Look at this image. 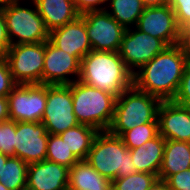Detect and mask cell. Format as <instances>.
I'll list each match as a JSON object with an SVG mask.
<instances>
[{
  "instance_id": "obj_24",
  "label": "cell",
  "mask_w": 190,
  "mask_h": 190,
  "mask_svg": "<svg viewBox=\"0 0 190 190\" xmlns=\"http://www.w3.org/2000/svg\"><path fill=\"white\" fill-rule=\"evenodd\" d=\"M28 164L18 157L10 156L3 165L0 183L9 190H26Z\"/></svg>"
},
{
  "instance_id": "obj_27",
  "label": "cell",
  "mask_w": 190,
  "mask_h": 190,
  "mask_svg": "<svg viewBox=\"0 0 190 190\" xmlns=\"http://www.w3.org/2000/svg\"><path fill=\"white\" fill-rule=\"evenodd\" d=\"M157 178L155 174L137 172L112 180V190H147Z\"/></svg>"
},
{
  "instance_id": "obj_37",
  "label": "cell",
  "mask_w": 190,
  "mask_h": 190,
  "mask_svg": "<svg viewBox=\"0 0 190 190\" xmlns=\"http://www.w3.org/2000/svg\"><path fill=\"white\" fill-rule=\"evenodd\" d=\"M145 8L148 7H158V6H167L170 3V0H141Z\"/></svg>"
},
{
  "instance_id": "obj_7",
  "label": "cell",
  "mask_w": 190,
  "mask_h": 190,
  "mask_svg": "<svg viewBox=\"0 0 190 190\" xmlns=\"http://www.w3.org/2000/svg\"><path fill=\"white\" fill-rule=\"evenodd\" d=\"M3 57L17 84H42L45 42L11 45Z\"/></svg>"
},
{
  "instance_id": "obj_23",
  "label": "cell",
  "mask_w": 190,
  "mask_h": 190,
  "mask_svg": "<svg viewBox=\"0 0 190 190\" xmlns=\"http://www.w3.org/2000/svg\"><path fill=\"white\" fill-rule=\"evenodd\" d=\"M112 8L106 11L125 29L136 27L139 17L144 11V5L141 0H108Z\"/></svg>"
},
{
  "instance_id": "obj_10",
  "label": "cell",
  "mask_w": 190,
  "mask_h": 190,
  "mask_svg": "<svg viewBox=\"0 0 190 190\" xmlns=\"http://www.w3.org/2000/svg\"><path fill=\"white\" fill-rule=\"evenodd\" d=\"M166 47L161 39L143 33L136 27L134 31L131 27L125 30L118 52L128 70L134 74L135 69L138 71Z\"/></svg>"
},
{
  "instance_id": "obj_14",
  "label": "cell",
  "mask_w": 190,
  "mask_h": 190,
  "mask_svg": "<svg viewBox=\"0 0 190 190\" xmlns=\"http://www.w3.org/2000/svg\"><path fill=\"white\" fill-rule=\"evenodd\" d=\"M48 136L41 122H16L15 157L27 164L46 160Z\"/></svg>"
},
{
  "instance_id": "obj_39",
  "label": "cell",
  "mask_w": 190,
  "mask_h": 190,
  "mask_svg": "<svg viewBox=\"0 0 190 190\" xmlns=\"http://www.w3.org/2000/svg\"><path fill=\"white\" fill-rule=\"evenodd\" d=\"M10 156L8 155H5V154H2L0 152V177H2V170H3V165L6 163L7 159L9 158Z\"/></svg>"
},
{
  "instance_id": "obj_36",
  "label": "cell",
  "mask_w": 190,
  "mask_h": 190,
  "mask_svg": "<svg viewBox=\"0 0 190 190\" xmlns=\"http://www.w3.org/2000/svg\"><path fill=\"white\" fill-rule=\"evenodd\" d=\"M182 44L185 48L188 60H190V25L182 31Z\"/></svg>"
},
{
  "instance_id": "obj_17",
  "label": "cell",
  "mask_w": 190,
  "mask_h": 190,
  "mask_svg": "<svg viewBox=\"0 0 190 190\" xmlns=\"http://www.w3.org/2000/svg\"><path fill=\"white\" fill-rule=\"evenodd\" d=\"M69 168L48 160L28 164L26 190H67Z\"/></svg>"
},
{
  "instance_id": "obj_25",
  "label": "cell",
  "mask_w": 190,
  "mask_h": 190,
  "mask_svg": "<svg viewBox=\"0 0 190 190\" xmlns=\"http://www.w3.org/2000/svg\"><path fill=\"white\" fill-rule=\"evenodd\" d=\"M46 160L58 163L69 169L79 161L59 134H49Z\"/></svg>"
},
{
  "instance_id": "obj_26",
  "label": "cell",
  "mask_w": 190,
  "mask_h": 190,
  "mask_svg": "<svg viewBox=\"0 0 190 190\" xmlns=\"http://www.w3.org/2000/svg\"><path fill=\"white\" fill-rule=\"evenodd\" d=\"M159 134L158 123H145L125 131L120 137L128 149L143 146Z\"/></svg>"
},
{
  "instance_id": "obj_28",
  "label": "cell",
  "mask_w": 190,
  "mask_h": 190,
  "mask_svg": "<svg viewBox=\"0 0 190 190\" xmlns=\"http://www.w3.org/2000/svg\"><path fill=\"white\" fill-rule=\"evenodd\" d=\"M16 121L6 120L0 123V152L15 156Z\"/></svg>"
},
{
  "instance_id": "obj_16",
  "label": "cell",
  "mask_w": 190,
  "mask_h": 190,
  "mask_svg": "<svg viewBox=\"0 0 190 190\" xmlns=\"http://www.w3.org/2000/svg\"><path fill=\"white\" fill-rule=\"evenodd\" d=\"M49 41L55 47L76 56L80 61L92 50L85 20L81 15L72 22L50 31Z\"/></svg>"
},
{
  "instance_id": "obj_40",
  "label": "cell",
  "mask_w": 190,
  "mask_h": 190,
  "mask_svg": "<svg viewBox=\"0 0 190 190\" xmlns=\"http://www.w3.org/2000/svg\"><path fill=\"white\" fill-rule=\"evenodd\" d=\"M17 0H0V6H6V5H10L13 2H16Z\"/></svg>"
},
{
  "instance_id": "obj_18",
  "label": "cell",
  "mask_w": 190,
  "mask_h": 190,
  "mask_svg": "<svg viewBox=\"0 0 190 190\" xmlns=\"http://www.w3.org/2000/svg\"><path fill=\"white\" fill-rule=\"evenodd\" d=\"M31 3L36 5L49 32L80 16L75 8L74 0H32Z\"/></svg>"
},
{
  "instance_id": "obj_38",
  "label": "cell",
  "mask_w": 190,
  "mask_h": 190,
  "mask_svg": "<svg viewBox=\"0 0 190 190\" xmlns=\"http://www.w3.org/2000/svg\"><path fill=\"white\" fill-rule=\"evenodd\" d=\"M147 190H169V188L165 180L157 178Z\"/></svg>"
},
{
  "instance_id": "obj_32",
  "label": "cell",
  "mask_w": 190,
  "mask_h": 190,
  "mask_svg": "<svg viewBox=\"0 0 190 190\" xmlns=\"http://www.w3.org/2000/svg\"><path fill=\"white\" fill-rule=\"evenodd\" d=\"M165 181L169 190H190V169L170 175Z\"/></svg>"
},
{
  "instance_id": "obj_2",
  "label": "cell",
  "mask_w": 190,
  "mask_h": 190,
  "mask_svg": "<svg viewBox=\"0 0 190 190\" xmlns=\"http://www.w3.org/2000/svg\"><path fill=\"white\" fill-rule=\"evenodd\" d=\"M79 80L118 97L133 85V74L119 52L91 50L81 60Z\"/></svg>"
},
{
  "instance_id": "obj_21",
  "label": "cell",
  "mask_w": 190,
  "mask_h": 190,
  "mask_svg": "<svg viewBox=\"0 0 190 190\" xmlns=\"http://www.w3.org/2000/svg\"><path fill=\"white\" fill-rule=\"evenodd\" d=\"M186 169H190V142L166 140L158 178L166 180Z\"/></svg>"
},
{
  "instance_id": "obj_11",
  "label": "cell",
  "mask_w": 190,
  "mask_h": 190,
  "mask_svg": "<svg viewBox=\"0 0 190 190\" xmlns=\"http://www.w3.org/2000/svg\"><path fill=\"white\" fill-rule=\"evenodd\" d=\"M92 50L118 52L125 28L106 10L90 11L81 15Z\"/></svg>"
},
{
  "instance_id": "obj_35",
  "label": "cell",
  "mask_w": 190,
  "mask_h": 190,
  "mask_svg": "<svg viewBox=\"0 0 190 190\" xmlns=\"http://www.w3.org/2000/svg\"><path fill=\"white\" fill-rule=\"evenodd\" d=\"M9 107H8V98L0 97V123L2 121L9 120Z\"/></svg>"
},
{
  "instance_id": "obj_12",
  "label": "cell",
  "mask_w": 190,
  "mask_h": 190,
  "mask_svg": "<svg viewBox=\"0 0 190 190\" xmlns=\"http://www.w3.org/2000/svg\"><path fill=\"white\" fill-rule=\"evenodd\" d=\"M136 28L161 39L167 46L182 43V29L178 26L172 8L167 6L144 8Z\"/></svg>"
},
{
  "instance_id": "obj_29",
  "label": "cell",
  "mask_w": 190,
  "mask_h": 190,
  "mask_svg": "<svg viewBox=\"0 0 190 190\" xmlns=\"http://www.w3.org/2000/svg\"><path fill=\"white\" fill-rule=\"evenodd\" d=\"M178 26L184 30L190 25V0H170Z\"/></svg>"
},
{
  "instance_id": "obj_6",
  "label": "cell",
  "mask_w": 190,
  "mask_h": 190,
  "mask_svg": "<svg viewBox=\"0 0 190 190\" xmlns=\"http://www.w3.org/2000/svg\"><path fill=\"white\" fill-rule=\"evenodd\" d=\"M20 0L3 6L8 37L11 45L41 43L49 40L46 29L36 5L34 8L20 6Z\"/></svg>"
},
{
  "instance_id": "obj_13",
  "label": "cell",
  "mask_w": 190,
  "mask_h": 190,
  "mask_svg": "<svg viewBox=\"0 0 190 190\" xmlns=\"http://www.w3.org/2000/svg\"><path fill=\"white\" fill-rule=\"evenodd\" d=\"M81 61L73 55L55 47L49 40L45 42V57L42 84L69 85L80 77ZM71 75L77 78L73 79ZM72 78V79H71Z\"/></svg>"
},
{
  "instance_id": "obj_19",
  "label": "cell",
  "mask_w": 190,
  "mask_h": 190,
  "mask_svg": "<svg viewBox=\"0 0 190 190\" xmlns=\"http://www.w3.org/2000/svg\"><path fill=\"white\" fill-rule=\"evenodd\" d=\"M166 140L158 134L143 146L129 149L137 172L151 173L158 177L164 154Z\"/></svg>"
},
{
  "instance_id": "obj_5",
  "label": "cell",
  "mask_w": 190,
  "mask_h": 190,
  "mask_svg": "<svg viewBox=\"0 0 190 190\" xmlns=\"http://www.w3.org/2000/svg\"><path fill=\"white\" fill-rule=\"evenodd\" d=\"M162 101L134 85L116 99L114 117L108 131L121 136L125 131L145 123H158V108Z\"/></svg>"
},
{
  "instance_id": "obj_31",
  "label": "cell",
  "mask_w": 190,
  "mask_h": 190,
  "mask_svg": "<svg viewBox=\"0 0 190 190\" xmlns=\"http://www.w3.org/2000/svg\"><path fill=\"white\" fill-rule=\"evenodd\" d=\"M16 85L6 59L0 56V97H6Z\"/></svg>"
},
{
  "instance_id": "obj_1",
  "label": "cell",
  "mask_w": 190,
  "mask_h": 190,
  "mask_svg": "<svg viewBox=\"0 0 190 190\" xmlns=\"http://www.w3.org/2000/svg\"><path fill=\"white\" fill-rule=\"evenodd\" d=\"M188 61L182 43L167 46L133 74V85L161 101L173 100Z\"/></svg>"
},
{
  "instance_id": "obj_34",
  "label": "cell",
  "mask_w": 190,
  "mask_h": 190,
  "mask_svg": "<svg viewBox=\"0 0 190 190\" xmlns=\"http://www.w3.org/2000/svg\"><path fill=\"white\" fill-rule=\"evenodd\" d=\"M11 42L8 37L6 21L3 14V7L0 6V56H4L9 50Z\"/></svg>"
},
{
  "instance_id": "obj_9",
  "label": "cell",
  "mask_w": 190,
  "mask_h": 190,
  "mask_svg": "<svg viewBox=\"0 0 190 190\" xmlns=\"http://www.w3.org/2000/svg\"><path fill=\"white\" fill-rule=\"evenodd\" d=\"M41 123L49 134H60L79 124L73 111L71 84L47 85V101Z\"/></svg>"
},
{
  "instance_id": "obj_41",
  "label": "cell",
  "mask_w": 190,
  "mask_h": 190,
  "mask_svg": "<svg viewBox=\"0 0 190 190\" xmlns=\"http://www.w3.org/2000/svg\"><path fill=\"white\" fill-rule=\"evenodd\" d=\"M0 190H9L5 185L0 183Z\"/></svg>"
},
{
  "instance_id": "obj_3",
  "label": "cell",
  "mask_w": 190,
  "mask_h": 190,
  "mask_svg": "<svg viewBox=\"0 0 190 190\" xmlns=\"http://www.w3.org/2000/svg\"><path fill=\"white\" fill-rule=\"evenodd\" d=\"M99 174L114 180L137 173L129 149L120 136L99 131L85 159Z\"/></svg>"
},
{
  "instance_id": "obj_30",
  "label": "cell",
  "mask_w": 190,
  "mask_h": 190,
  "mask_svg": "<svg viewBox=\"0 0 190 190\" xmlns=\"http://www.w3.org/2000/svg\"><path fill=\"white\" fill-rule=\"evenodd\" d=\"M173 101L180 105L190 106V60L186 63L179 89Z\"/></svg>"
},
{
  "instance_id": "obj_20",
  "label": "cell",
  "mask_w": 190,
  "mask_h": 190,
  "mask_svg": "<svg viewBox=\"0 0 190 190\" xmlns=\"http://www.w3.org/2000/svg\"><path fill=\"white\" fill-rule=\"evenodd\" d=\"M67 189L112 190V180L99 174L86 160H79L69 169Z\"/></svg>"
},
{
  "instance_id": "obj_22",
  "label": "cell",
  "mask_w": 190,
  "mask_h": 190,
  "mask_svg": "<svg viewBox=\"0 0 190 190\" xmlns=\"http://www.w3.org/2000/svg\"><path fill=\"white\" fill-rule=\"evenodd\" d=\"M98 132L91 126L78 124L59 135L78 160H85Z\"/></svg>"
},
{
  "instance_id": "obj_8",
  "label": "cell",
  "mask_w": 190,
  "mask_h": 190,
  "mask_svg": "<svg viewBox=\"0 0 190 190\" xmlns=\"http://www.w3.org/2000/svg\"><path fill=\"white\" fill-rule=\"evenodd\" d=\"M7 98L10 120L41 122L47 101V85L17 84Z\"/></svg>"
},
{
  "instance_id": "obj_15",
  "label": "cell",
  "mask_w": 190,
  "mask_h": 190,
  "mask_svg": "<svg viewBox=\"0 0 190 190\" xmlns=\"http://www.w3.org/2000/svg\"><path fill=\"white\" fill-rule=\"evenodd\" d=\"M158 128L165 140L190 142V106L162 101L158 108Z\"/></svg>"
},
{
  "instance_id": "obj_4",
  "label": "cell",
  "mask_w": 190,
  "mask_h": 190,
  "mask_svg": "<svg viewBox=\"0 0 190 190\" xmlns=\"http://www.w3.org/2000/svg\"><path fill=\"white\" fill-rule=\"evenodd\" d=\"M73 111L79 124L107 131L114 117L117 96L87 85L80 80L71 83Z\"/></svg>"
},
{
  "instance_id": "obj_33",
  "label": "cell",
  "mask_w": 190,
  "mask_h": 190,
  "mask_svg": "<svg viewBox=\"0 0 190 190\" xmlns=\"http://www.w3.org/2000/svg\"><path fill=\"white\" fill-rule=\"evenodd\" d=\"M104 3L108 4L109 2L108 0H74L75 8L80 15L90 11L106 10V6H100Z\"/></svg>"
}]
</instances>
